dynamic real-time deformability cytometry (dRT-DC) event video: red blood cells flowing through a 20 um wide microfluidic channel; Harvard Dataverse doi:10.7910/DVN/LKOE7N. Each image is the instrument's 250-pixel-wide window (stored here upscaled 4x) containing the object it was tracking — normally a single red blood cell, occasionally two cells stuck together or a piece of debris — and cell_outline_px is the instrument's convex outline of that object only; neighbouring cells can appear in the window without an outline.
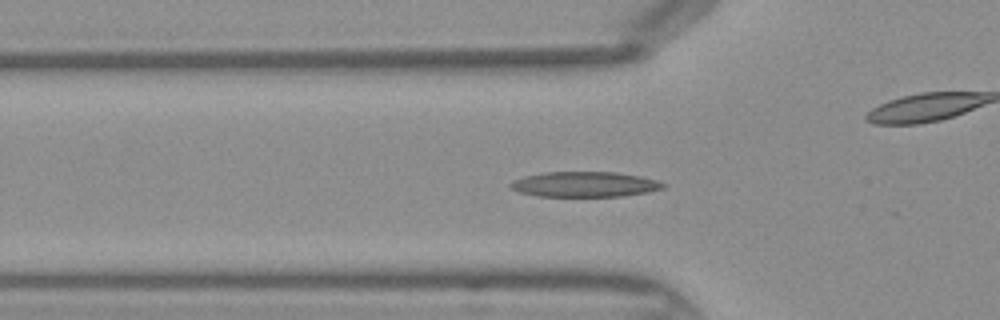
{"species": "Egyptian fruit bat (a non-hibernating species)", "species_latin": "Rousettus aegyptiacus", "temperature_condition": "warm", "stored_images_in_passage": 46, "camera_frame_rate_fps": 3000, "um_per_image_px": 0.085, "frame": {"image": 1, "passage_image": 15, "time_ms": 4.667, "image_size_px": [1000, 320], "cell_outline_px": [[668, 184], [664, 188], [648, 192], [624, 196], [536, 196], [520, 192], [512, 188], [508, 184], [524, 176], [544, 172], [616, 172], [640, 176], [656, 180]], "centroid_in_image_um": [49.74, 15.67], "position_along_channel_um": 76.1, "area_um2": 22.43}}
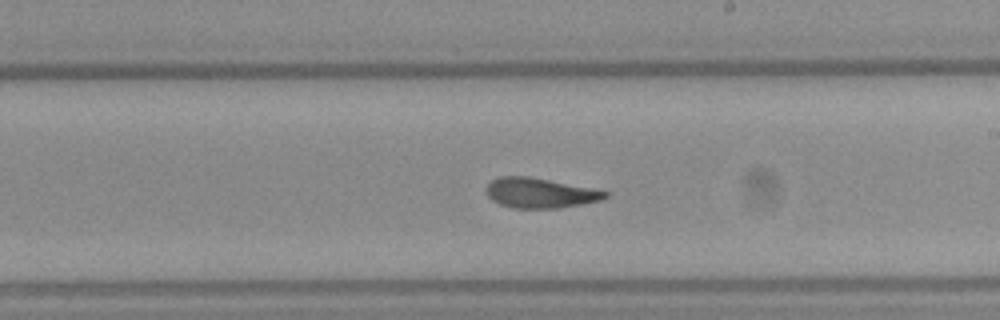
{"frame": {"image": 2, "passage_image": 26, "time_ms": 8.333, "image_size_px": [1000, 320], "cell_outline_px": [[608, 196], [600, 200], [560, 208], [512, 208], [500, 204], [492, 200], [488, 196], [488, 184], [492, 180], [500, 176], [528, 176], [592, 188], [608, 192]], "centroid_in_image_um": [45.89, 16.4], "position_along_channel_um": 243.1, "area_um2": 20.52}}
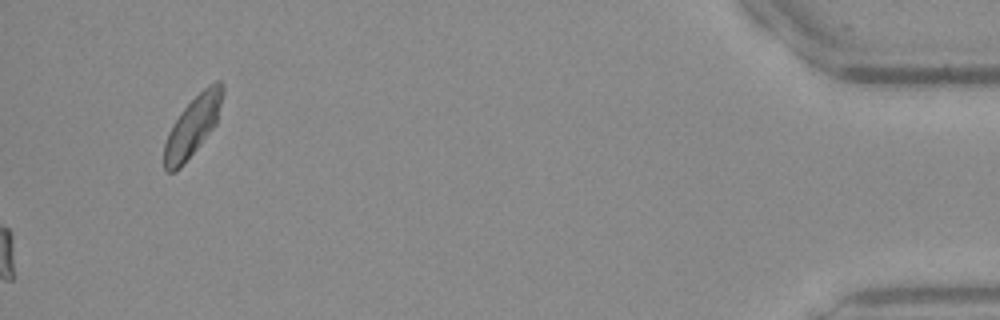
{"frame": {"image": 3, "passage_image": 46, "time_ms": 15.0, "image_size_px": [1000, 320], "cell_outline_px": [[224, 92], [216, 124], [180, 168], [176, 172], [168, 172], [164, 168], [164, 144], [168, 132], [172, 124], [180, 112], [208, 84], [216, 80], [220, 80], [224, 84]], "centroid_in_image_um": [16.38, 10.7], "position_along_channel_um": 418.8, "area_um2": 20.23}}